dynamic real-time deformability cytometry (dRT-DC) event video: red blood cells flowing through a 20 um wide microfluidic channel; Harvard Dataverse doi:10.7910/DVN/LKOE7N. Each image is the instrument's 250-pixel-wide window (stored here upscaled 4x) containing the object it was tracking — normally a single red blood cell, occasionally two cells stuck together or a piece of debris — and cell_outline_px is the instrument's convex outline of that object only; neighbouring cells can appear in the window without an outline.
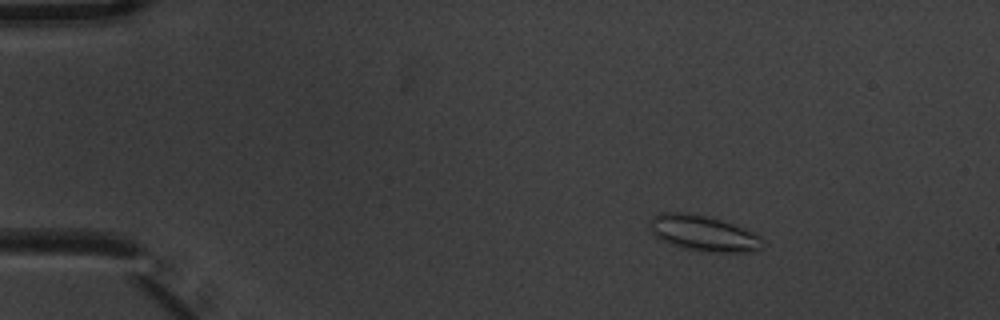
{"species": "common noctule bat (a hibernating species)", "species_latin": "Nyctalus noctula", "temperature_condition": "warm", "stored_images_in_passage": 5, "camera_frame_rate_fps": 3000, "um_per_image_px": 0.085, "animal": {"sex": "male", "body_mass_g": 20.1, "forearm_length_mm": 53.5}, "frame": {"image": 1, "passage_image": 3, "time_ms": 0.667, "image_size_px": [1000, 320], "cell_outline_px": [[764, 248], [752, 252], [704, 252], [680, 248], [660, 240], [652, 232], [648, 224], [652, 216], [660, 212], [680, 212], [712, 216], [732, 224], [760, 236], [764, 240]], "centroid_in_image_um": [59.77, 19.84], "position_along_channel_um": 25.2, "area_um2": 23.87}}